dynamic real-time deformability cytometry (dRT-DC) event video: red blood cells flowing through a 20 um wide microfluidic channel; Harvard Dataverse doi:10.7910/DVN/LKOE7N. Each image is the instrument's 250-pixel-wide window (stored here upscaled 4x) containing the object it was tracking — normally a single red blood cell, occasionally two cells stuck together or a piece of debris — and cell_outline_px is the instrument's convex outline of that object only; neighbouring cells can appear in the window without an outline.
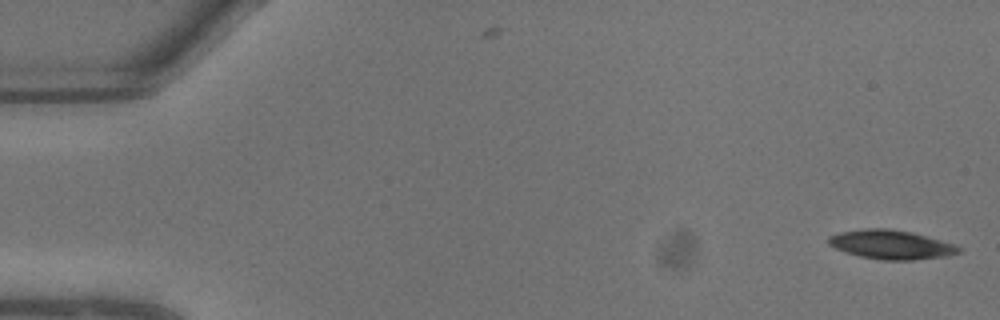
{"species": "common noctule bat (a hibernating species)", "species_latin": "Nyctalus noctula", "temperature_condition": "warm", "stored_images_in_passage": 7, "camera_frame_rate_fps": 3000, "um_per_image_px": 0.085, "animal": {"sex": "male", "body_mass_g": 13.3}, "frame": {"image": 1, "passage_image": 1, "time_ms": 0.0, "image_size_px": [1000, 320], "cell_outline_px": [[964, 248], [960, 252], [948, 256], [912, 260], [880, 260], [860, 256], [844, 252], [828, 244], [828, 236], [840, 232], [864, 228], [888, 228], [912, 232], [956, 244]], "centroid_in_image_um": [75.77, 20.79], "position_along_channel_um": 9.2, "area_um2": 22.31}}
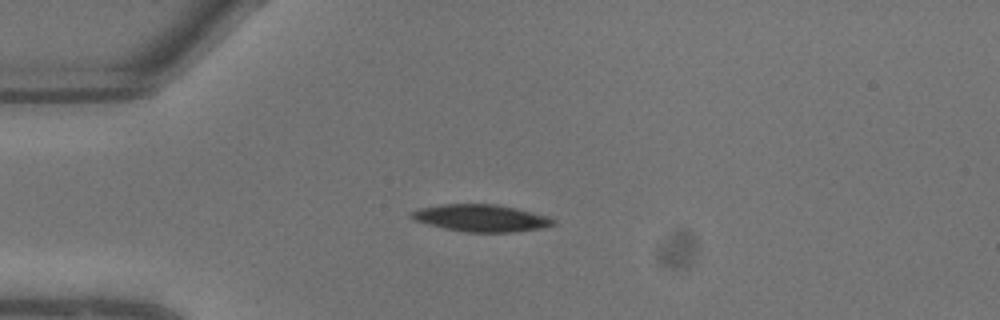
{"frame": {"image": 2, "passage_image": 6, "time_ms": 1.667, "image_size_px": [1000, 320], "cell_outline_px": [[556, 224], [544, 228], [516, 232], [464, 232], [444, 228], [412, 220], [408, 216], [408, 212], [420, 208], [440, 204], [496, 204], [516, 208], [552, 216], [556, 220]], "centroid_in_image_um": [40.92, 18.53], "position_along_channel_um": 44.1, "area_um2": 22.89}}